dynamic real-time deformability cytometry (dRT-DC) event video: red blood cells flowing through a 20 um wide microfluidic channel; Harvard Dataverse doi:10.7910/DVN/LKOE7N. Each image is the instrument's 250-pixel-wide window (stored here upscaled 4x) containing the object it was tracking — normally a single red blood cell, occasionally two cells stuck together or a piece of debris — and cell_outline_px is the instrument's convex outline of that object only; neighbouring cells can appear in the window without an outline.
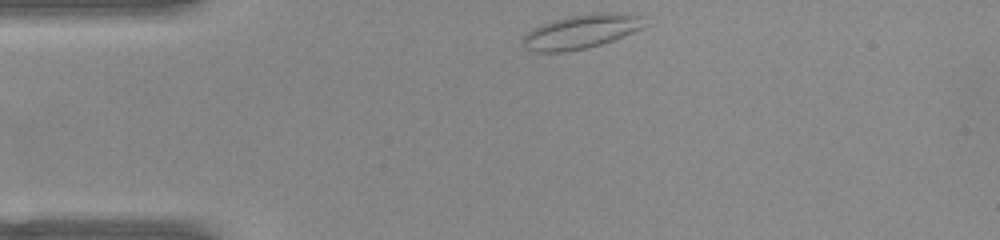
{"species": "common noctule bat (a hibernating species)", "species_latin": "Nyctalus noctula", "temperature_condition": "warm", "stored_images_in_passage": 38, "camera_frame_rate_fps": 3000, "um_per_image_px": 0.085, "animal": {"sex": "female", "body_mass_g": 22.0, "forearm_length_mm": 56.7}, "frame": {"image": 1, "passage_image": 1, "time_ms": 0.0, "image_size_px": [1000, 240], "cell_outline_px": [[644, 28], [624, 36], [600, 44], [584, 48], [564, 52], [536, 52], [524, 48], [520, 44], [520, 40], [532, 28], [540, 24], [552, 20], [568, 16], [596, 12], [608, 12], [640, 16]], "centroid_in_image_um": [49.3, 2.69], "position_along_channel_um": 35.7, "area_um2": 24.1}}
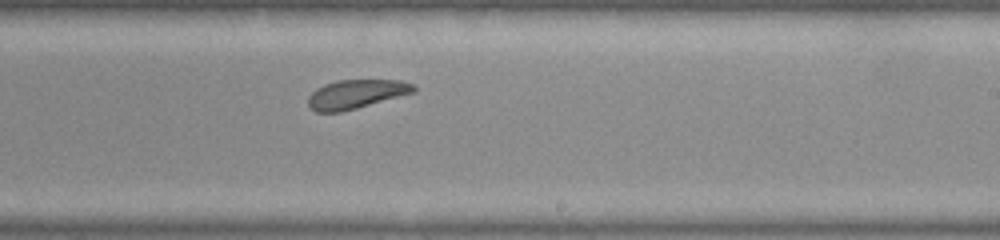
{"frame": {"image": 2, "passage_image": 21, "time_ms": 6.667, "image_size_px": [1000, 240], "cell_outline_px": [[416, 92], [356, 108], [340, 112], [316, 112], [308, 108], [308, 96], [316, 88], [324, 84], [336, 80], [400, 80], [416, 84]], "centroid_in_image_um": [30.27, 7.99], "position_along_channel_um": 258.7, "area_um2": 17.98}}
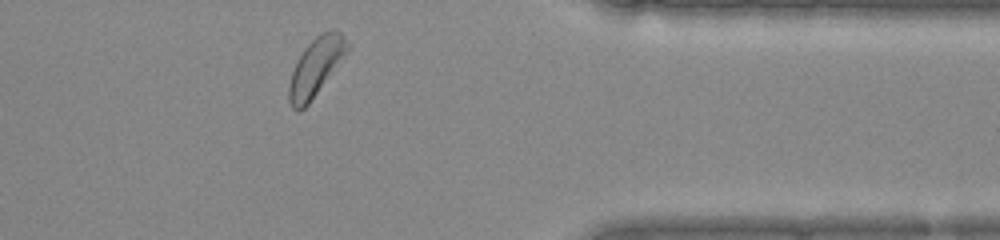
{"frame": {"image": 3, "passage_image": 32, "time_ms": 10.333, "image_size_px": [1000, 240], "cell_outline_px": [[352, 48], [308, 104], [300, 112], [296, 112], [292, 108], [288, 100], [288, 84], [292, 72], [304, 48], [320, 32], [332, 28], [336, 28], [352, 44]], "centroid_in_image_um": [26.89, 5.66], "position_along_channel_um": 384.5, "area_um2": 20.17}, "authors_computed_cell_mechanics": {"area_um2": 19.074, "velocity_mm_per_s": 3.8827, "shape_relaxation_time_tau1_ms": 3.0227, "shape_relaxation_time_tau2_ms": null, "deformation_change_tau1": 0.0566, "deformation_change_tau2": null}}